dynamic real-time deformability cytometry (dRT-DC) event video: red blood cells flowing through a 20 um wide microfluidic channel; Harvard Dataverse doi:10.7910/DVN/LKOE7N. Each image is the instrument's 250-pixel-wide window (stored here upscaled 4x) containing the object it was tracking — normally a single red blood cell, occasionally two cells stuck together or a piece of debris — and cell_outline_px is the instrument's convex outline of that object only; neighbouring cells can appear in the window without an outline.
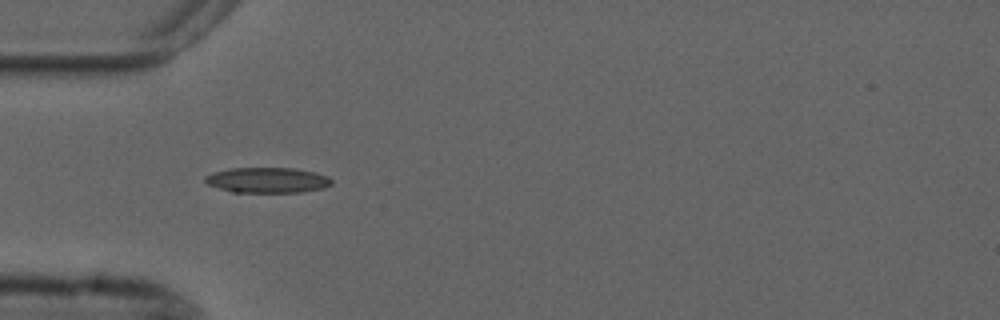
{"species": "common noctule bat (a hibernating species)", "species_latin": "Nyctalus noctula", "temperature_condition": "cold", "stored_images_in_passage": 26, "camera_frame_rate_fps": 3000, "um_per_image_px": 0.085, "animal": {"sex": "male", "forearm_length_mm": 52.5}, "frame": {"image": 1, "passage_image": 4, "time_ms": 1.0, "image_size_px": [1000, 320], "cell_outline_px": [[332, 184], [324, 188], [304, 192], [232, 192], [208, 184], [204, 180], [204, 176], [212, 172], [228, 168], [292, 168], [316, 172], [328, 176], [332, 180]], "centroid_in_image_um": [22.74, 15.31], "position_along_channel_um": 62.3, "area_um2": 18.84}}
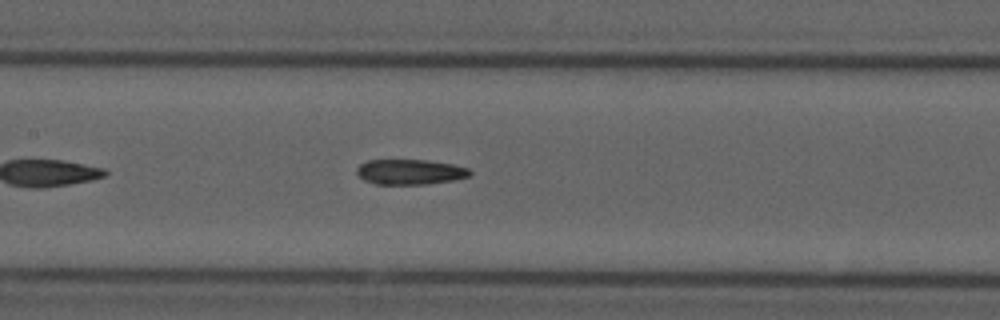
{"frame": {"image": 2, "passage_image": 13, "time_ms": 4.0, "image_size_px": [1000, 320], "cell_outline_px": [[472, 172], [468, 176], [452, 180], [424, 184], [376, 184], [364, 180], [356, 172], [356, 168], [360, 164], [368, 160], [428, 160], [452, 164], [468, 168]], "centroid_in_image_um": [34.83, 14.6], "position_along_channel_um": 172.6, "area_um2": 16.47}}
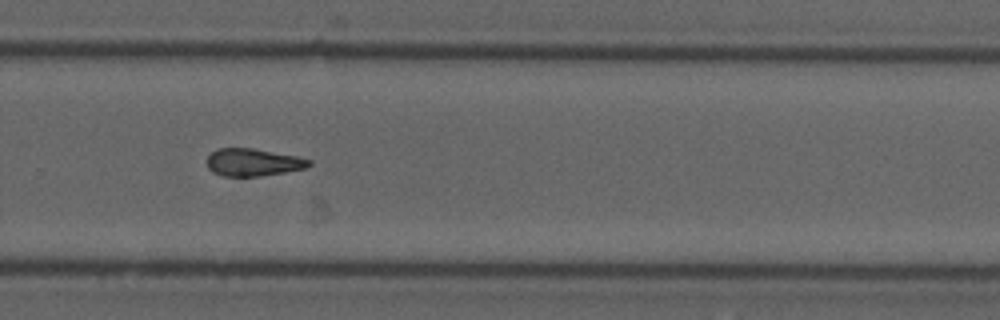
{"frame": {"image": 3, "passage_image": 24, "time_ms": 7.667, "image_size_px": [1000, 320], "cell_outline_px": [[312, 164], [308, 168], [260, 176], [224, 176], [212, 172], [208, 168], [208, 156], [216, 148], [252, 148], [296, 156], [312, 160]], "centroid_in_image_um": [21.53, 13.8], "position_along_channel_um": 308.3, "area_um2": 16.36}}